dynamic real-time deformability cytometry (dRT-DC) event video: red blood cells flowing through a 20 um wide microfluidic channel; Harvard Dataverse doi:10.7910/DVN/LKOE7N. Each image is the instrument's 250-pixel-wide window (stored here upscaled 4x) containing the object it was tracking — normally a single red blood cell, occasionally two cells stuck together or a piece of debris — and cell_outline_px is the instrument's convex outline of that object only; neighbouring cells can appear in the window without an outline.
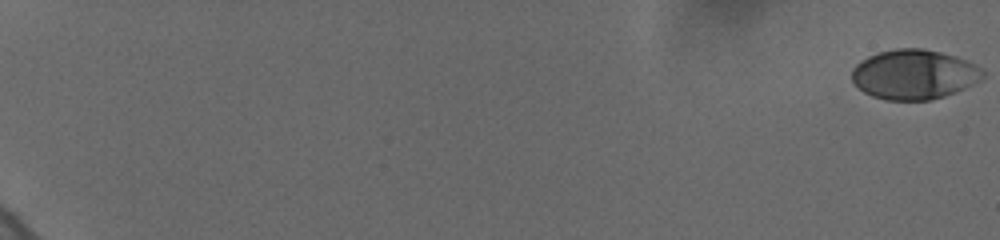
{"species": "human", "species_latin": "Homo sapiens", "temperature_condition": "cold", "stored_images_in_passage": 55, "camera_frame_rate_fps": 3000, "um_per_image_px": 0.085, "donor": {"sex": "female"}, "frame": {"image": 1, "passage_image": 1, "time_ms": 0.0, "image_size_px": [1000, 240], "cell_outline_px": [[984, 76], [980, 80], [964, 88], [944, 96], [928, 100], [884, 100], [872, 96], [864, 92], [852, 80], [852, 68], [860, 60], [868, 56], [880, 52], [896, 48], [924, 48], [956, 56], [980, 68], [984, 72]], "centroid_in_image_um": [77.66, 6.32], "position_along_channel_um": 7.3, "area_um2": 37.74}}
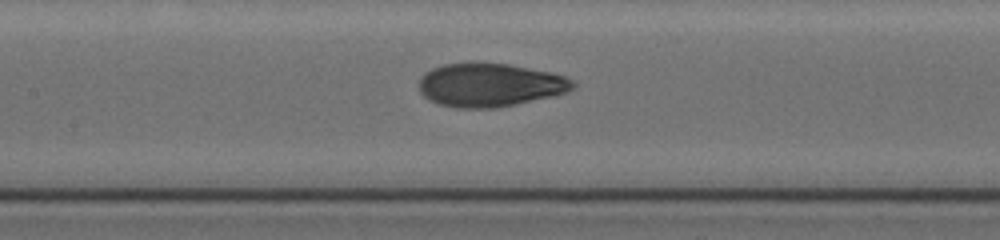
{"frame": {"image": 2, "passage_image": 28, "time_ms": 10.667, "image_size_px": [1000, 240], "cell_outline_px": [[576, 84], [568, 92], [556, 96], [496, 108], [456, 108], [436, 104], [428, 100], [420, 92], [420, 76], [424, 72], [432, 68], [444, 64], [468, 60], [476, 60], [508, 64], [552, 72], [564, 76], [572, 80]], "centroid_in_image_um": [41.61, 7.2], "position_along_channel_um": 165.8, "area_um2": 40.06}}
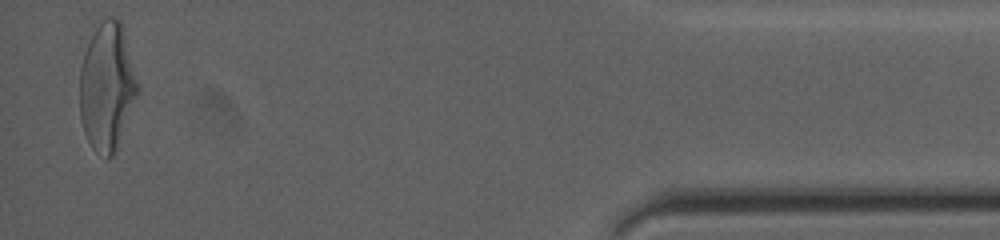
{"frame": {"image": 3, "passage_image": 55, "time_ms": 19.333, "image_size_px": [1000, 240], "cell_outline_px": [[140, 88], [112, 156], [108, 160], [104, 160], [92, 148], [84, 132], [80, 120], [80, 68], [84, 52], [96, 28], [108, 16], [112, 16], [120, 20]], "centroid_in_image_um": [9.08, 7.4], "position_along_channel_um": 426.1, "area_um2": 42.54}, "authors_computed_cell_mechanics": {"area_um2": 38.6682, "velocity_mm_per_s": 3.6968, "shape_relaxation_time_tau1_ms": 3.5617, "shape_relaxation_time_tau2_ms": 1.0645, "deformation_change_tau1": 0.1805, "deformation_change_tau2": 0.0607}}